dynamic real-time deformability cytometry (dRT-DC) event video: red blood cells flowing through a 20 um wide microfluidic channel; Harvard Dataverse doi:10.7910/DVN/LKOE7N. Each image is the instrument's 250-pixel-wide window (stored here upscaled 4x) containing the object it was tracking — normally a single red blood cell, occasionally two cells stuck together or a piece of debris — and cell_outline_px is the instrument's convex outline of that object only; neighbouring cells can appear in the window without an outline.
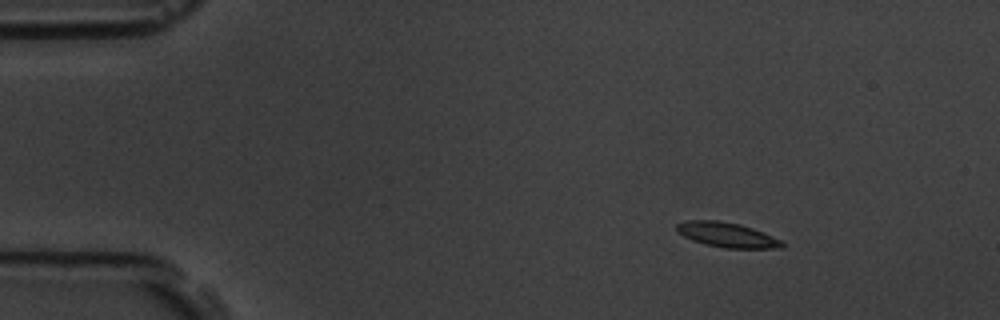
{"species": "common noctule bat (a hibernating species)", "species_latin": "Nyctalus noctula", "temperature_condition": "room temperature", "stored_images_in_passage": 6, "camera_frame_rate_fps": 3000, "um_per_image_px": 0.085, "animal": {"sex": "male", "body_mass_g": 19.5, "forearm_length_mm": 54.6}, "frame": {"image": 1, "passage_image": 1, "time_ms": 0.0, "image_size_px": [1000, 320], "cell_outline_px": [[784, 244], [780, 248], [724, 248], [704, 244], [692, 240], [676, 232], [676, 224], [688, 220], [716, 220], [740, 224], [764, 232], [780, 240]], "centroid_in_image_um": [61.76, 19.96], "position_along_channel_um": 23.2, "area_um2": 15.2}}
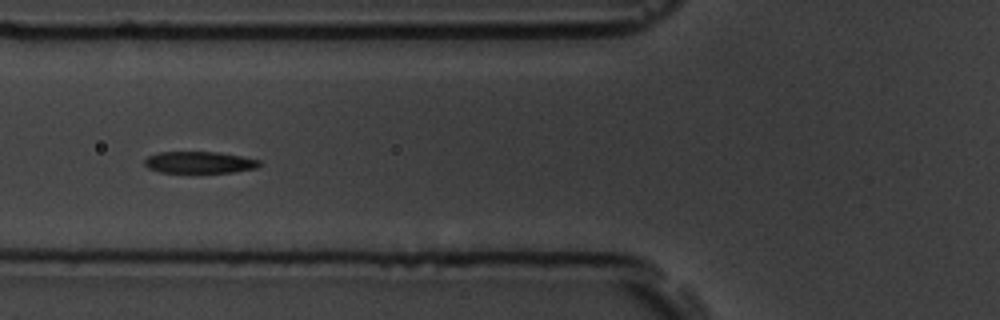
{"frame": {"image": 2, "passage_image": 5, "time_ms": 1.333, "image_size_px": [1000, 320], "cell_outline_px": [[260, 164], [256, 168], [232, 172], [160, 172], [148, 168], [144, 164], [144, 160], [148, 156], [156, 152], [216, 152], [240, 156], [260, 160]], "centroid_in_image_um": [16.91, 13.8], "position_along_channel_um": 108.9, "area_um2": 14.39}}
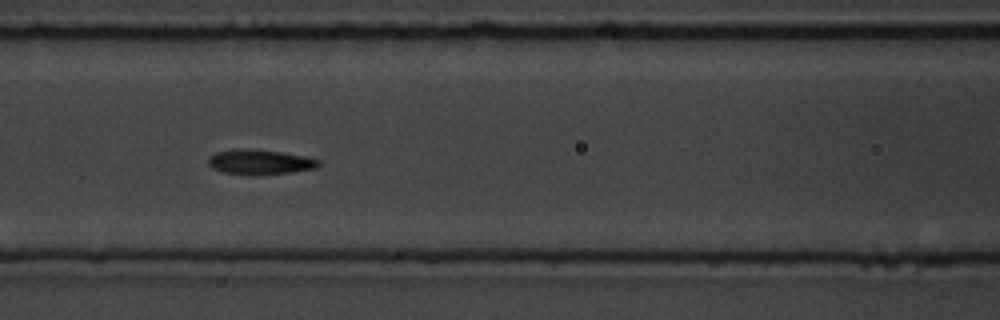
{"frame": {"image": 3, "passage_image": 6, "time_ms": 1.667, "image_size_px": [1000, 320], "cell_outline_px": [[320, 164], [316, 168], [292, 172], [252, 176], [224, 172], [212, 168], [208, 164], [208, 156], [216, 152], [236, 148], [240, 148], [280, 152], [304, 156], [320, 160]], "centroid_in_image_um": [22.06, 13.78], "position_along_channel_um": 144.5, "area_um2": 16.13}}